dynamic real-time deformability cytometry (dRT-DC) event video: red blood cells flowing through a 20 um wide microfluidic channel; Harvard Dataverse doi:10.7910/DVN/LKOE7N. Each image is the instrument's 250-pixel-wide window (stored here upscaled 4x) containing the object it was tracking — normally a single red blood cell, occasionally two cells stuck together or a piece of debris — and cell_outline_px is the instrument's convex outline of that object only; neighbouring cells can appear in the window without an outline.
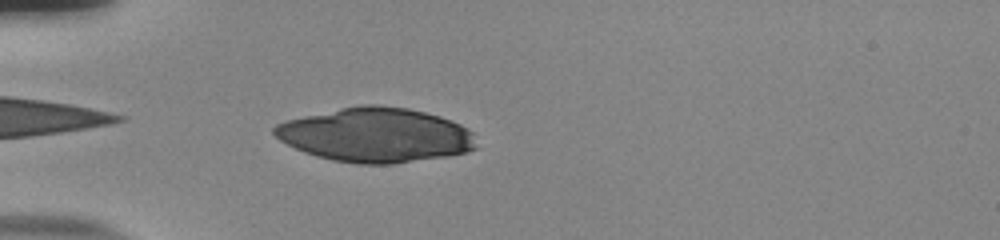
{"species": "human", "species_latin": "Homo sapiens", "temperature_condition": "room temperature", "stored_images_in_passage": 35, "camera_frame_rate_fps": 3000, "um_per_image_px": 0.085, "donor": {"sex": "male"}, "frame": {"image": 1, "passage_image": 1, "time_ms": 0.0, "image_size_px": [1000, 240], "cell_outline_px": [[476, 148], [468, 152], [448, 156], [392, 164], [356, 164], [332, 160], [316, 156], [304, 152], [280, 140], [272, 132], [272, 128], [276, 124], [284, 120], [340, 108], [360, 104], [376, 104], [408, 108], [440, 116], [452, 120], [468, 128], [472, 132]], "centroid_in_image_um": [31.92, 11.47], "position_along_channel_um": 53.1, "area_um2": 64.27}}
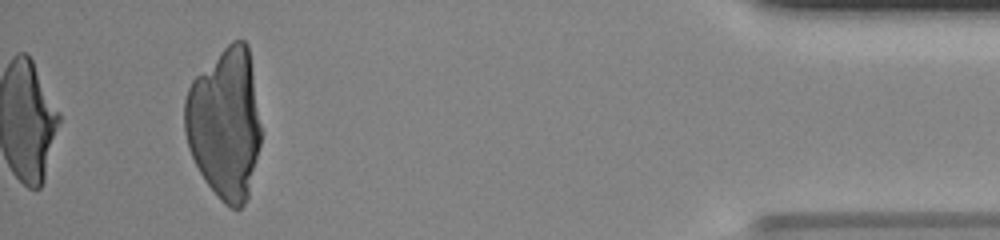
{"frame": {"image": 2, "passage_image": 35, "time_ms": 11.333, "image_size_px": [1000, 240], "cell_outline_px": [[260, 144], [248, 196], [244, 204], [240, 208], [232, 208], [224, 204], [220, 200], [204, 180], [188, 148], [184, 132], [184, 100], [188, 88], [192, 80], [232, 40], [244, 40], [248, 44], [252, 68], [260, 124]], "centroid_in_image_um": [19.1, 10.51], "position_along_channel_um": 416.1, "area_um2": 66.87}}